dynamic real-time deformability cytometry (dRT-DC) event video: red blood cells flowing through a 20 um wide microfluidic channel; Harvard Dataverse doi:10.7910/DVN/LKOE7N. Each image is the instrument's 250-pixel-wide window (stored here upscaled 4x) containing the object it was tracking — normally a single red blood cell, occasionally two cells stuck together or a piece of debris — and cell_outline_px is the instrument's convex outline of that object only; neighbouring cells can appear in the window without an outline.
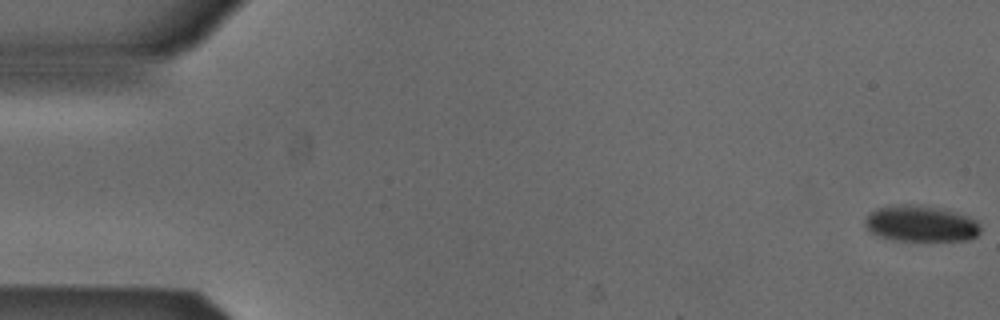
{"species": "Egyptian fruit bat (a non-hibernating species)", "species_latin": "Rousettus aegyptiacus", "temperature_condition": "cold", "stored_images_in_passage": 53, "camera_frame_rate_fps": 3000, "um_per_image_px": 0.085, "animal": {"sex": "male"}, "frame": {"image": 1, "passage_image": 1, "time_ms": 0.0, "image_size_px": [1000, 320], "cell_outline_px": [[980, 232], [976, 236], [968, 240], [896, 240], [880, 236], [872, 232], [864, 224], [864, 220], [876, 208], [904, 204], [908, 204], [956, 212], [968, 216], [976, 220], [980, 224]], "centroid_in_image_um": [78.29, 19.02], "position_along_channel_um": 6.7, "area_um2": 23.76}}
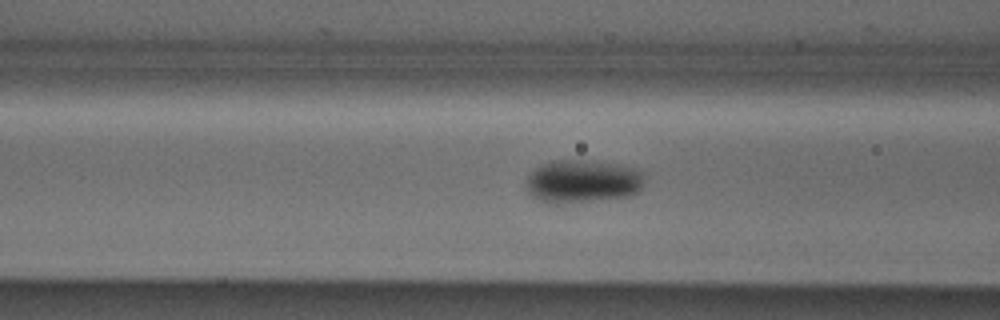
{"frame": {"image": 2, "passage_image": 21, "time_ms": 6.667, "image_size_px": [1000, 320], "cell_outline_px": [[644, 184], [636, 192], [628, 196], [560, 204], [552, 204], [540, 200], [532, 196], [528, 192], [524, 184], [524, 180], [540, 164], [548, 160], [584, 160], [620, 164], [636, 168], [644, 172]], "centroid_in_image_um": [49.49, 15.4], "position_along_channel_um": 117.1, "area_um2": 30.11}}
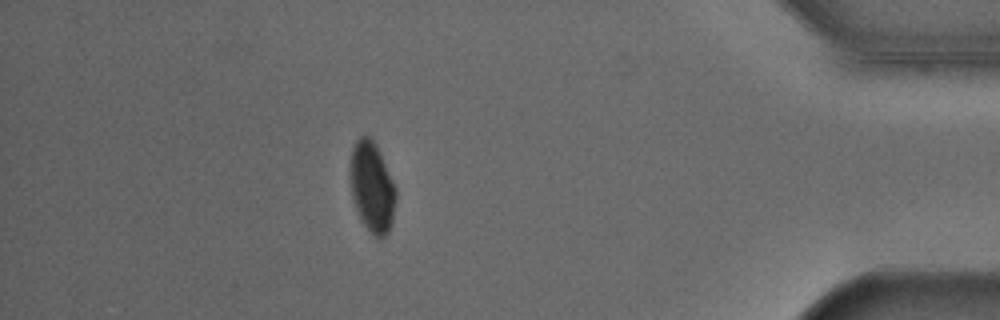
{"frame": {"image": 3, "passage_image": 47, "time_ms": 15.333, "image_size_px": [1000, 320], "cell_outline_px": [[396, 196], [392, 224], [388, 232], [380, 240], [372, 236], [360, 220], [352, 196], [352, 148], [356, 140], [360, 136], [368, 136], [376, 144], [380, 152], [396, 188]], "centroid_in_image_um": [31.65, 15.97], "position_along_channel_um": 403.5, "area_um2": 23.81}, "authors_computed_cell_mechanics": {"area_um2": 26.4146, "velocity_mm_per_s": 3.8689, "shape_relaxation_time_tau1_ms": 6.3925, "shape_relaxation_time_tau2_ms": null, "deformation_change_tau1": 0.0786, "deformation_change_tau2": null}}